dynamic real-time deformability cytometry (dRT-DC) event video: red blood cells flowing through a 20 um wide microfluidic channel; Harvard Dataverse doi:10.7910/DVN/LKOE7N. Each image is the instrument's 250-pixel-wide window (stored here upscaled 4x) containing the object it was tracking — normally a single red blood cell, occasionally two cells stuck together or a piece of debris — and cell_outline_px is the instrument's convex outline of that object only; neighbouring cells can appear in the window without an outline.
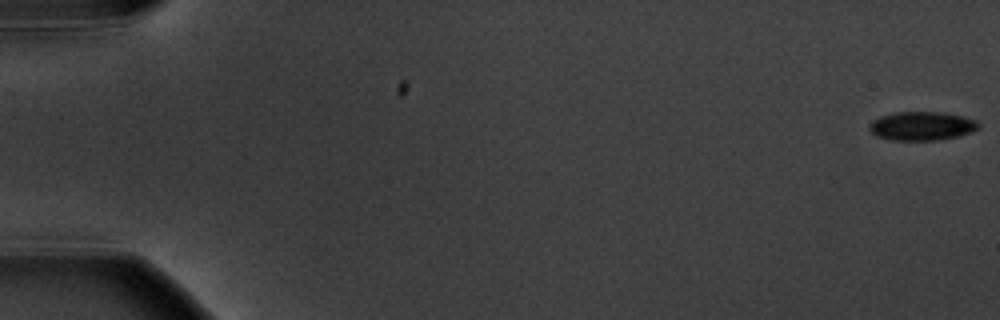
{"species": "common noctule bat (a hibernating species)", "species_latin": "Nyctalus noctula", "temperature_condition": "warm", "stored_images_in_passage": 6, "camera_frame_rate_fps": 3000, "um_per_image_px": 0.085, "animal": {"sex": "male", "body_mass_g": 20.1, "forearm_length_mm": 53.5}, "frame": {"image": 1, "passage_image": 1, "time_ms": 0.0, "image_size_px": [1000, 320], "cell_outline_px": [[980, 124], [976, 128], [968, 132], [956, 136], [940, 140], [888, 140], [876, 136], [868, 128], [868, 124], [872, 120], [880, 116], [896, 112], [940, 112], [960, 116], [976, 120]], "centroid_in_image_um": [78.27, 10.71], "position_along_channel_um": 6.7, "area_um2": 18.15}}
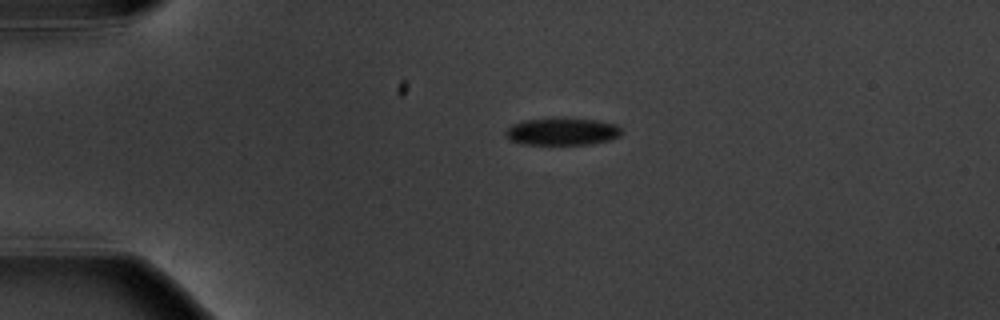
{"frame": {"image": 2, "passage_image": 4, "time_ms": 4.333, "image_size_px": [1000, 320], "cell_outline_px": [[620, 136], [608, 140], [588, 144], [520, 144], [508, 140], [504, 136], [504, 132], [512, 124], [524, 120], [596, 120], [616, 124], [620, 128]], "centroid_in_image_um": [47.72, 11.21], "position_along_channel_um": 37.3, "area_um2": 17.86}}
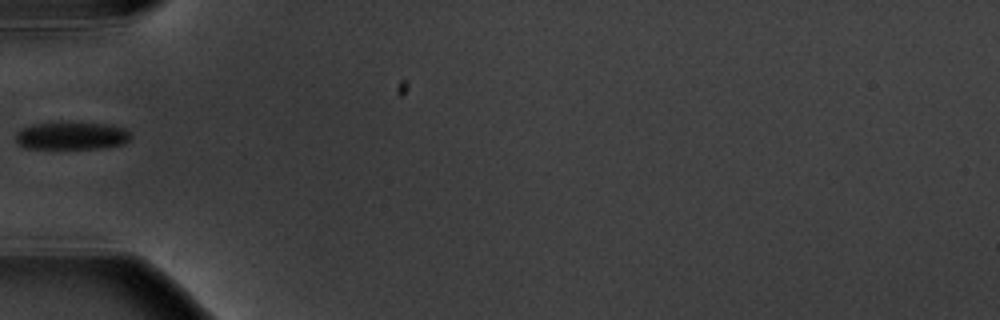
{"frame": {"image": 3, "passage_image": 6, "time_ms": 6.667, "image_size_px": [1000, 320], "cell_outline_px": [[132, 136], [124, 144], [100, 148], [24, 148], [16, 140], [16, 132], [32, 124], [108, 124], [124, 128]], "centroid_in_image_um": [6.11, 11.56], "position_along_channel_um": 78.9, "area_um2": 17.92}}